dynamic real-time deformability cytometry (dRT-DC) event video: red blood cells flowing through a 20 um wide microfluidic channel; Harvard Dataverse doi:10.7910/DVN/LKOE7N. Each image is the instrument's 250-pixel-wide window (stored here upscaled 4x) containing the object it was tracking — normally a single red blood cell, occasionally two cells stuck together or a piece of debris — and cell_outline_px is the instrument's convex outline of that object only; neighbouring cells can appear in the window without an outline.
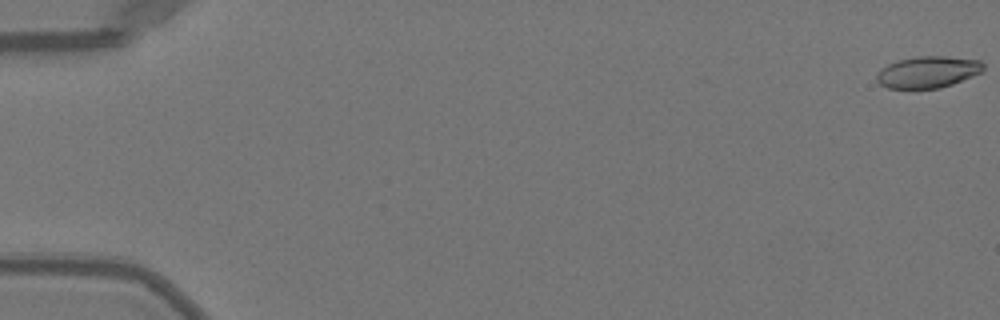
{"species": "Egyptian fruit bat (a non-hibernating species)", "species_latin": "Rousettus aegyptiacus", "temperature_condition": "warm", "stored_images_in_passage": 43, "camera_frame_rate_fps": 3000, "um_per_image_px": 0.085, "animal": {"sex": "female"}, "frame": {"image": 1, "passage_image": 1, "time_ms": 0.0, "image_size_px": [1000, 320], "cell_outline_px": [[984, 68], [980, 72], [972, 76], [952, 84], [940, 88], [888, 88], [880, 84], [876, 80], [876, 76], [880, 68], [888, 64], [900, 60], [916, 56], [944, 56], [980, 60], [984, 64]], "centroid_in_image_um": [78.85, 6.12], "position_along_channel_um": 6.1, "area_um2": 19.54}}
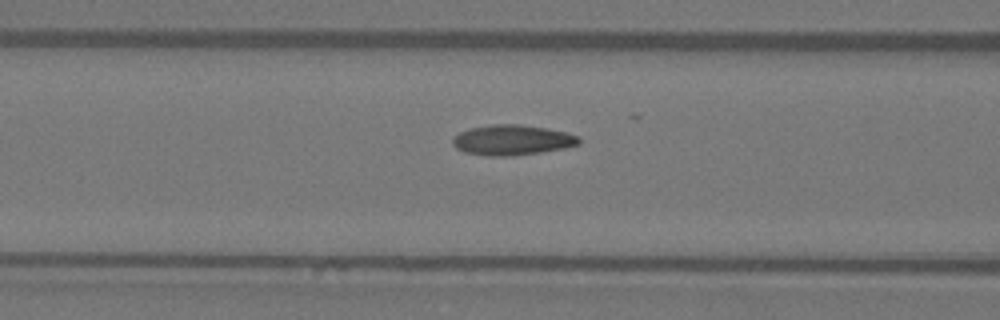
{"frame": {"image": 2, "passage_image": 22, "time_ms": 7.0, "image_size_px": [1000, 320], "cell_outline_px": [[580, 144], [564, 148], [540, 152], [508, 156], [488, 156], [464, 152], [456, 148], [452, 144], [452, 140], [460, 132], [472, 128], [492, 124], [520, 124], [544, 128], [564, 132], [580, 136]], "centroid_in_image_um": [43.53, 11.9], "position_along_channel_um": 123.1, "area_um2": 22.08}}
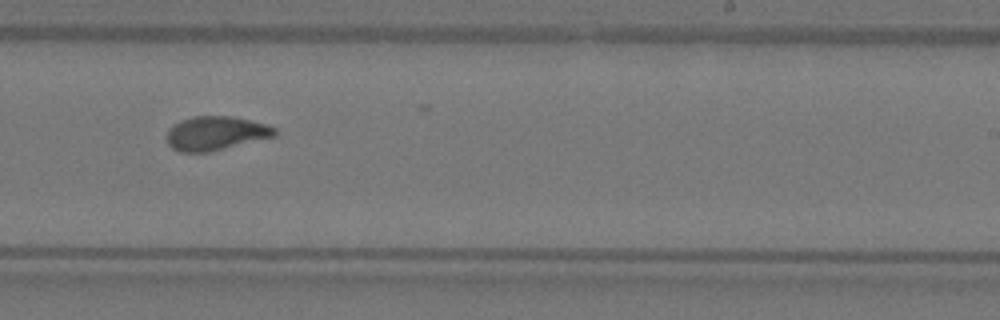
{"frame": {"image": 3, "passage_image": 33, "time_ms": 10.667, "image_size_px": [1000, 320], "cell_outline_px": [[276, 136], [208, 152], [180, 152], [172, 148], [168, 144], [168, 128], [180, 120], [192, 116], [232, 116], [268, 124], [276, 128]], "centroid_in_image_um": [18.34, 11.32], "position_along_channel_um": 270.7, "area_um2": 21.39}, "authors_computed_cell_mechanics": {"area_um2": 20.808, "velocity_mm_per_s": 4.0437, "shape_relaxation_time_tau1_ms": 6.8766, "shape_relaxation_time_tau2_ms": 1.383, "deformation_change_tau1": 0.218, "deformation_change_tau2": 0.0663}}